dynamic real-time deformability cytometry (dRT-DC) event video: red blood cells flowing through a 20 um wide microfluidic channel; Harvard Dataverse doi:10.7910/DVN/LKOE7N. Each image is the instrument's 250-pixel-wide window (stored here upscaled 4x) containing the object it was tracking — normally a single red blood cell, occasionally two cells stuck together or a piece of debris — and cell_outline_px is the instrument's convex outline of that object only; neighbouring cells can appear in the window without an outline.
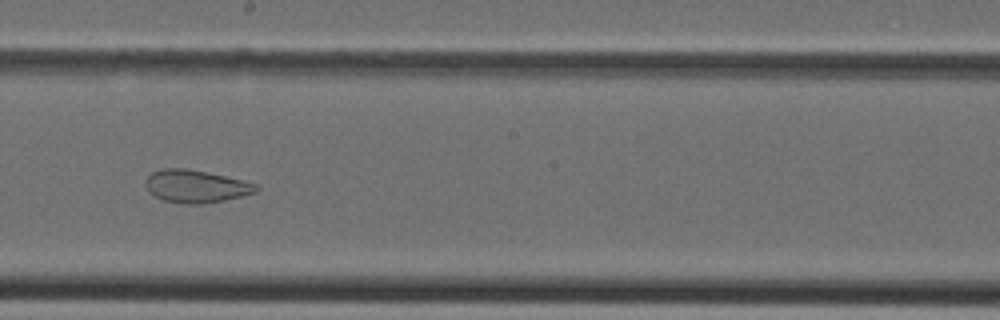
{"species": "Egyptian fruit bat (a non-hibernating species)", "species_latin": "Rousettus aegyptiacus", "temperature_condition": "cold", "stored_images_in_passage": 29, "camera_frame_rate_fps": 3000, "um_per_image_px": 0.085, "animal": {"sex": "female"}, "frame": {"image": 1, "passage_image": 17, "time_ms": 5.333, "image_size_px": [1000, 320], "cell_outline_px": [[260, 188], [256, 192], [224, 200], [204, 204], [184, 204], [164, 200], [156, 196], [148, 188], [148, 176], [152, 172], [160, 168], [184, 168], [224, 176], [256, 184]], "centroid_in_image_um": [16.67, 15.84], "position_along_channel_um": 231.5, "area_um2": 20.52}}
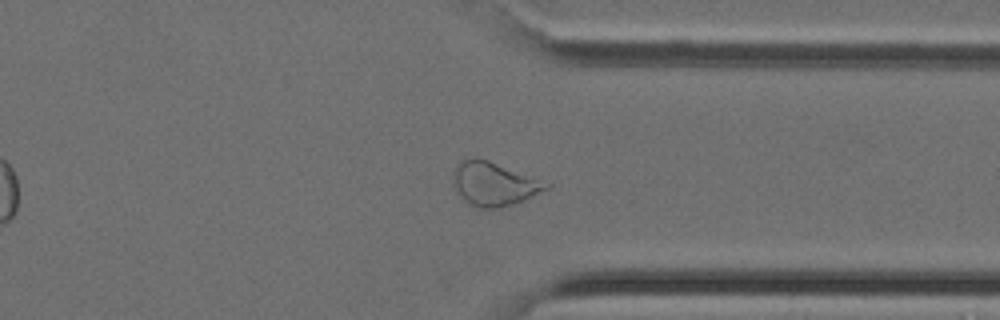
{"frame": {"image": 2, "passage_image": 25, "time_ms": 8.0, "image_size_px": [1000, 320], "cell_outline_px": [[552, 184], [548, 188], [532, 196], [512, 204], [500, 208], [480, 208], [468, 204], [460, 196], [452, 184], [452, 172], [460, 160], [488, 160]], "centroid_in_image_um": [41.94, 15.65], "position_along_channel_um": 369.5, "area_um2": 23.29}}
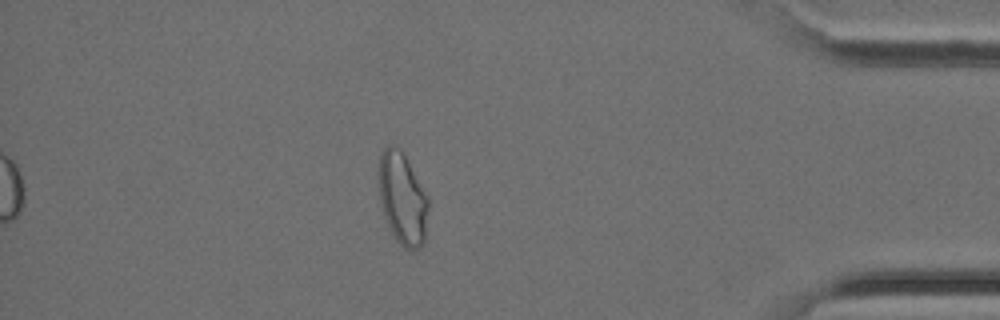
{"frame": {"image": 3, "passage_image": 29, "time_ms": 9.333, "image_size_px": [1000, 320], "cell_outline_px": [[428, 212], [424, 244], [412, 252], [404, 248], [396, 240], [384, 216], [380, 200], [380, 152], [388, 144], [392, 144], [400, 148], [428, 196]], "centroid_in_image_um": [34.23, 16.91], "position_along_channel_um": 401.0, "area_um2": 26.47}}